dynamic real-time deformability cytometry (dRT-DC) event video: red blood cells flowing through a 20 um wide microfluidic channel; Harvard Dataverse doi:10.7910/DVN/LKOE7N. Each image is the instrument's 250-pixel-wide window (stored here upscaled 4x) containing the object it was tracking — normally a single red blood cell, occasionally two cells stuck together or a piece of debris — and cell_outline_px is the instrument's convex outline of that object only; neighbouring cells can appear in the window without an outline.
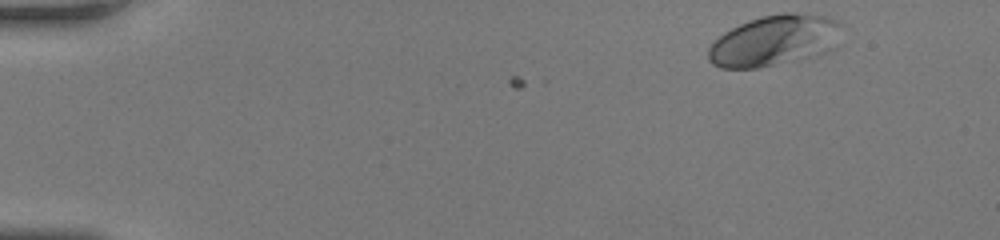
{"species": "human", "species_latin": "Homo sapiens", "temperature_condition": "room temperature", "stored_images_in_passage": 39, "camera_frame_rate_fps": 3000, "um_per_image_px": 0.085, "donor": {"sex": "female"}, "frame": {"image": 1, "passage_image": 1, "time_ms": 0.0, "image_size_px": [1000, 240], "cell_outline_px": [[844, 24], [836, 48], [828, 52], [760, 68], [720, 68], [712, 64], [708, 60], [708, 48], [724, 32], [740, 24], [764, 16], [784, 12], [792, 12], [824, 16], [836, 20]], "centroid_in_image_um": [65.87, 3.45], "position_along_channel_um": 19.1, "area_um2": 39.59}}
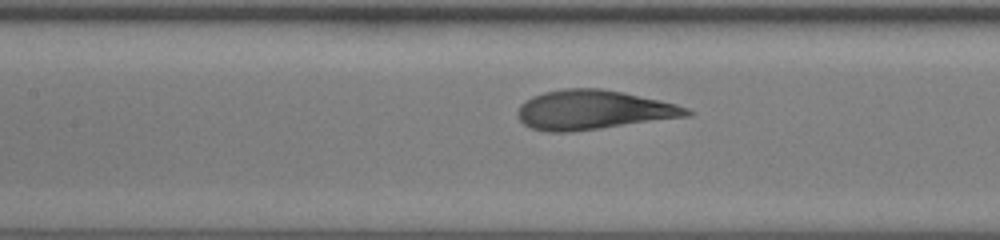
{"frame": {"image": 2, "passage_image": 18, "time_ms": 5.667, "image_size_px": [1000, 240], "cell_outline_px": [[692, 116], [600, 128], [568, 132], [548, 132], [532, 128], [524, 124], [520, 120], [516, 112], [520, 104], [532, 96], [544, 92], [564, 88], [600, 88], [620, 92], [676, 104], [688, 108], [692, 112]], "centroid_in_image_um": [50.4, 9.34], "position_along_channel_um": 157.0, "area_um2": 38.55}}
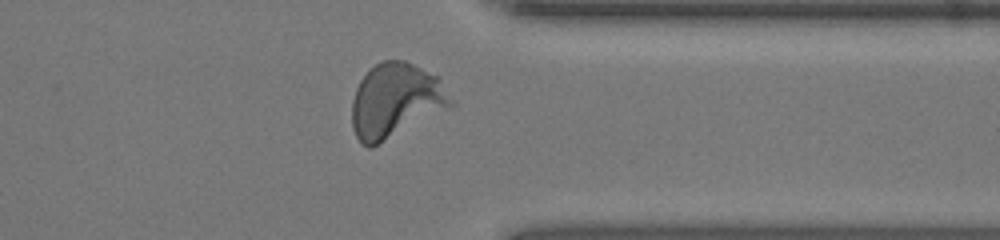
{"frame": {"image": 3, "passage_image": 34, "time_ms": 11.0, "image_size_px": [1000, 240], "cell_outline_px": [[456, 104], [372, 148], [368, 148], [360, 144], [352, 128], [352, 100], [356, 88], [360, 80], [376, 64], [384, 60], [404, 60], [440, 76]], "centroid_in_image_um": [33.65, 8.56], "position_along_channel_um": 377.8, "area_um2": 43.23}, "authors_computed_cell_mechanics": {"area_um2": 38.6104, "velocity_mm_per_s": 4.1933, "shape_relaxation_time_tau1_ms": 4.4986, "shape_relaxation_time_tau2_ms": null, "deformation_change_tau1": 0.2112, "deformation_change_tau2": null}}